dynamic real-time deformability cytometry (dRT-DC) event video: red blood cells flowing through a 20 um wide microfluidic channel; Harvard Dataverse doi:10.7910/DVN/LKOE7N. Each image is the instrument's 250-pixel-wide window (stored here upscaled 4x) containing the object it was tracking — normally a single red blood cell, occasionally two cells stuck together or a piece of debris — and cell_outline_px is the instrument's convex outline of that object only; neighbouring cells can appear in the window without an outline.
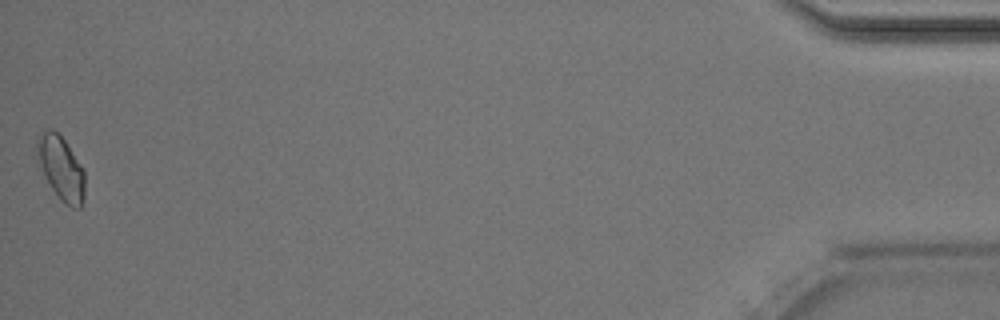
{"species": "Egyptian fruit bat (a non-hibernating species)", "species_latin": "Rousettus aegyptiacus", "temperature_condition": "room temperature", "stored_images_in_passage": 39, "camera_frame_rate_fps": 3000, "um_per_image_px": 0.085, "animal": {"sex": "male"}, "frame": {"image": 1, "passage_image": 39, "time_ms": 12.667, "image_size_px": [1000, 320], "cell_outline_px": [[84, 196], [80, 208], [72, 208], [64, 204], [60, 200], [52, 188], [32, 156], [36, 136], [48, 128], [52, 128], [64, 140], [84, 168]], "centroid_in_image_um": [5.11, 14.24], "position_along_channel_um": 430.1, "area_um2": 18.44}, "authors_computed_cell_mechanics": {"area_um2": 16.8776, "velocity_mm_per_s": 4.034, "shape_relaxation_time_tau1_ms": null, "shape_relaxation_time_tau2_ms": 8.4765, "deformation_change_tau1": null, "deformation_change_tau2": 0.0986}}